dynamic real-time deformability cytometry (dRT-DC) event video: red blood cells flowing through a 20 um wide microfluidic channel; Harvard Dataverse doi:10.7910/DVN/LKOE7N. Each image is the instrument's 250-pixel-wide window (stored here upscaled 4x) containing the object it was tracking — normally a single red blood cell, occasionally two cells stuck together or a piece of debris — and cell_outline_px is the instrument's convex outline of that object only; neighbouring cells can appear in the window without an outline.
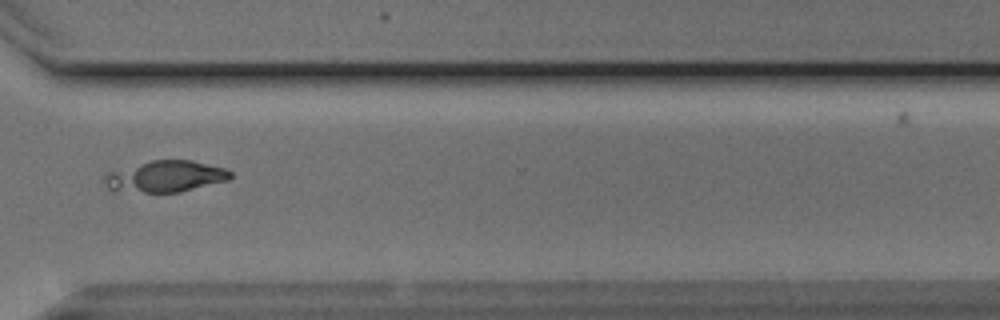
{"species": "Egyptian fruit bat (a non-hibernating species)", "species_latin": "Rousettus aegyptiacus", "temperature_condition": "cold", "stored_images_in_passage": 10, "camera_frame_rate_fps": 3000, "um_per_image_px": 0.085, "animal": {"sex": "male"}, "frame": {"image": 1, "passage_image": 8, "time_ms": 2.333, "image_size_px": [1000, 320], "cell_outline_px": [[232, 176], [228, 180], [180, 192], [112, 192], [108, 188], [104, 180], [104, 176], [108, 172], [152, 160], [192, 160], [224, 168], [232, 172]], "centroid_in_image_um": [14.04, 15.01], "position_along_channel_um": 356.6, "area_um2": 23.0}}
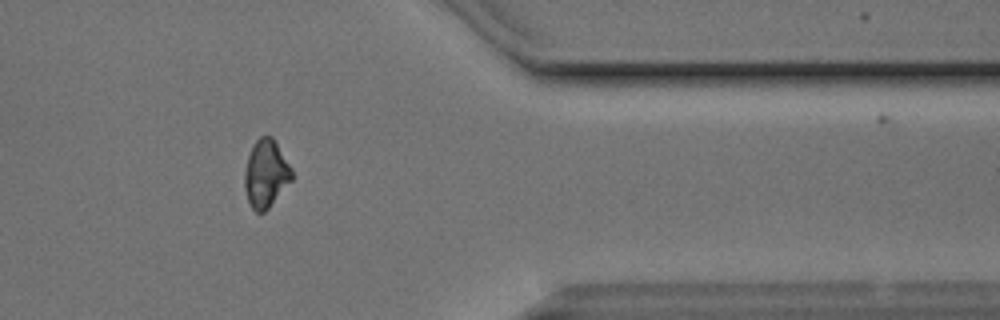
{"frame": {"image": 2, "passage_image": 9, "time_ms": 2.667, "image_size_px": [1000, 320], "cell_outline_px": [[292, 180], [268, 208], [264, 212], [256, 212], [252, 208], [248, 200], [244, 188], [244, 172], [248, 156], [256, 140], [260, 136], [272, 136], [292, 168]], "centroid_in_image_um": [22.6, 14.76], "position_along_channel_um": 388.8, "area_um2": 18.5}}